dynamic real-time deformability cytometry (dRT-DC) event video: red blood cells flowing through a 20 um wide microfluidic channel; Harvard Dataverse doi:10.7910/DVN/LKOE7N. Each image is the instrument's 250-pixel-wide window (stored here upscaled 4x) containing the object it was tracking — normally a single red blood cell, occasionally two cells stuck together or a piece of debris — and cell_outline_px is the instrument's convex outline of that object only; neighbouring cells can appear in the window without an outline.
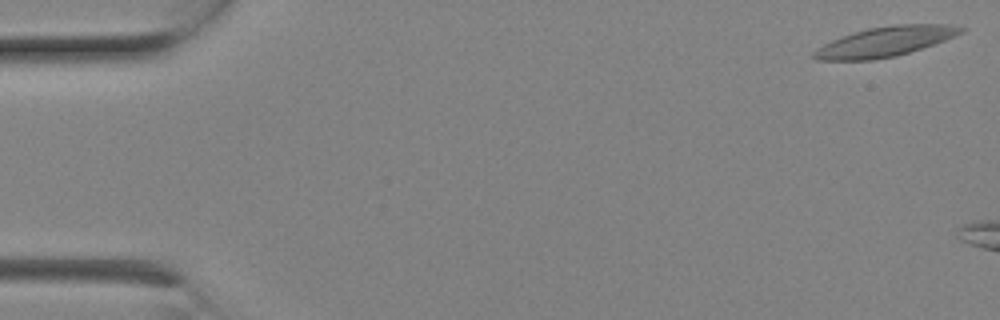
{"species": "Egyptian fruit bat (a non-hibernating species)", "species_latin": "Rousettus aegyptiacus", "temperature_condition": "room temperature", "stored_images_in_passage": 3, "camera_frame_rate_fps": 3000, "um_per_image_px": 0.085, "animal": {"sex": "female"}, "frame": {"image": 1, "passage_image": 1, "time_ms": 0.0, "image_size_px": [1000, 320], "cell_outline_px": [[964, 32], [956, 36], [896, 56], [872, 60], [816, 60], [812, 56], [812, 52], [816, 48], [832, 40], [868, 28], [896, 24], [948, 24], [964, 28]], "centroid_in_image_um": [75.22, 3.54], "position_along_channel_um": 9.8, "area_um2": 25.26}}